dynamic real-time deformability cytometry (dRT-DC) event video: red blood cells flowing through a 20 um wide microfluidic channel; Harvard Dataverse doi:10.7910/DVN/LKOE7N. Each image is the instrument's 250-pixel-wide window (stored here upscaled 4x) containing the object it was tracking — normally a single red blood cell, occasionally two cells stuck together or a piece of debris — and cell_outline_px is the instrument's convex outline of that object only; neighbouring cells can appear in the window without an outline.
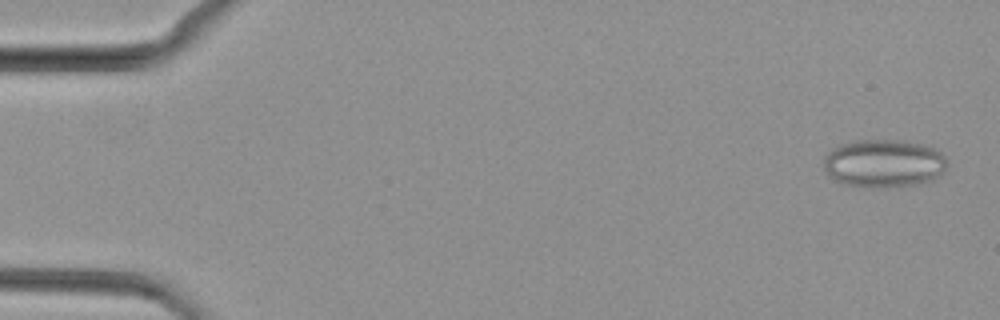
{"species": "common noctule bat (a hibernating species)", "species_latin": "Nyctalus noctula", "temperature_condition": "cold", "stored_images_in_passage": 48, "camera_frame_rate_fps": 3000, "um_per_image_px": 0.085, "animal": {"sex": "female", "body_mass_g": 29.2, "forearm_length_mm": 56.3}, "frame": {"image": 1, "passage_image": 2, "time_ms": 0.333, "image_size_px": [1000, 320], "cell_outline_px": [[944, 172], [940, 176], [924, 184], [872, 188], [848, 184], [836, 180], [828, 176], [824, 172], [824, 156], [832, 148], [840, 144], [852, 140], [904, 140], [920, 144], [932, 148], [940, 152], [944, 156]], "centroid_in_image_um": [75.09, 13.89], "position_along_channel_um": 9.9, "area_um2": 34.74}}
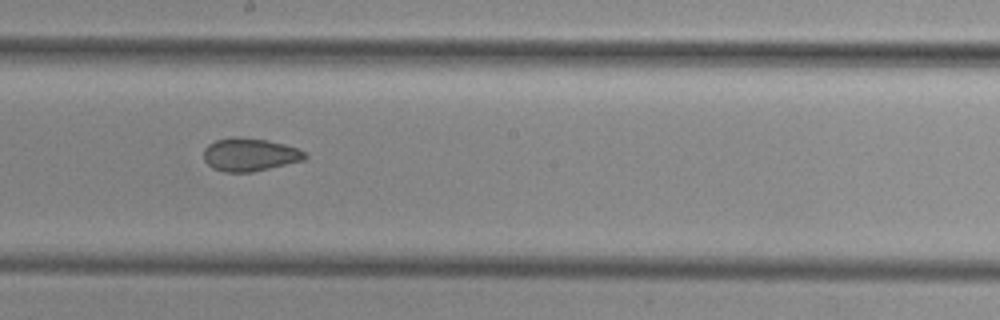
{"frame": {"image": 2, "passage_image": 27, "time_ms": 8.667, "image_size_px": [1000, 320], "cell_outline_px": [[308, 156], [304, 160], [252, 172], [224, 172], [212, 168], [204, 160], [204, 148], [208, 144], [216, 140], [232, 136], [236, 136], [268, 140], [284, 144], [308, 152]], "centroid_in_image_um": [21.23, 13.13], "position_along_channel_um": 227.0, "area_um2": 19.65}}
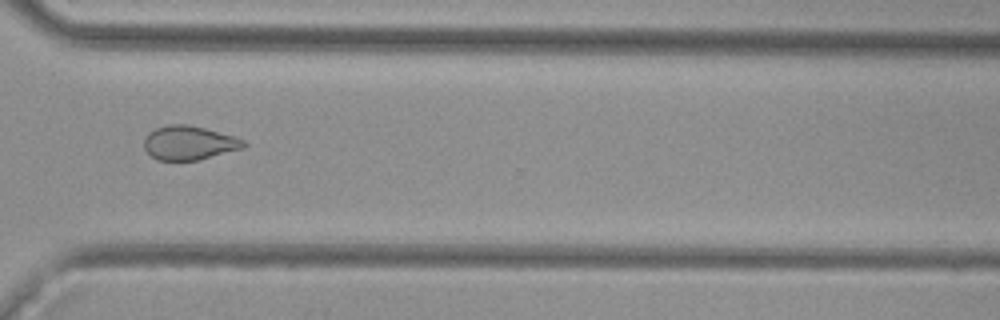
{"frame": {"image": 3, "passage_image": 36, "time_ms": 11.667, "image_size_px": [1000, 320], "cell_outline_px": [[248, 144], [244, 148], [200, 160], [156, 160], [144, 148], [144, 140], [156, 128], [168, 124], [188, 124], [204, 128], [232, 136], [244, 140]], "centroid_in_image_um": [16.1, 12.15], "position_along_channel_um": 354.5, "area_um2": 19.59}}